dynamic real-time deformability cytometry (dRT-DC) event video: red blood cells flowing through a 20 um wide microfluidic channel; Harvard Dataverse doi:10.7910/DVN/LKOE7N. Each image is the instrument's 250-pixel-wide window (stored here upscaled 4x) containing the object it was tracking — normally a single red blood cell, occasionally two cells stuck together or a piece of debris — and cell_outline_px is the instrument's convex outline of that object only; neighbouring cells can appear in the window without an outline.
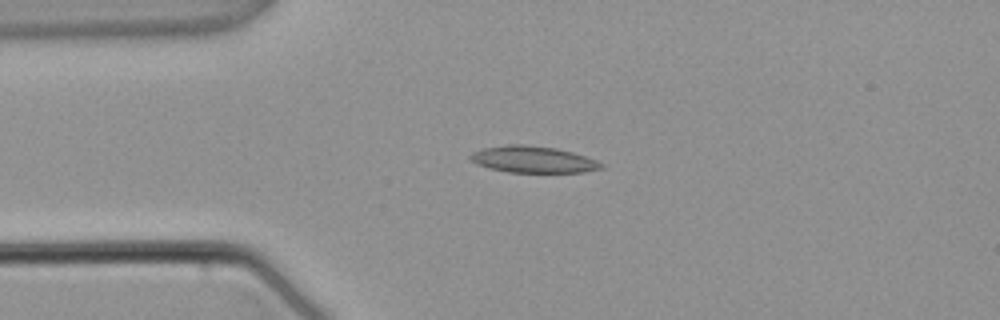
{"species": "common noctule bat (a hibernating species)", "species_latin": "Nyctalus noctula", "temperature_condition": "warm", "stored_images_in_passage": 3, "camera_frame_rate_fps": 3000, "um_per_image_px": 0.085, "animal": {"sex": "male", "body_mass_g": 21.5, "forearm_length_mm": 52.0}, "frame": {"image": 1, "passage_image": 2, "time_ms": 1.333, "image_size_px": [1000, 320], "cell_outline_px": [[604, 168], [584, 172], [508, 172], [488, 168], [476, 164], [468, 160], [468, 156], [472, 152], [484, 148], [508, 144], [524, 144], [556, 148], [572, 152], [596, 160], [604, 164]], "centroid_in_image_um": [45.27, 13.55], "position_along_channel_um": 39.7, "area_um2": 20.4}}